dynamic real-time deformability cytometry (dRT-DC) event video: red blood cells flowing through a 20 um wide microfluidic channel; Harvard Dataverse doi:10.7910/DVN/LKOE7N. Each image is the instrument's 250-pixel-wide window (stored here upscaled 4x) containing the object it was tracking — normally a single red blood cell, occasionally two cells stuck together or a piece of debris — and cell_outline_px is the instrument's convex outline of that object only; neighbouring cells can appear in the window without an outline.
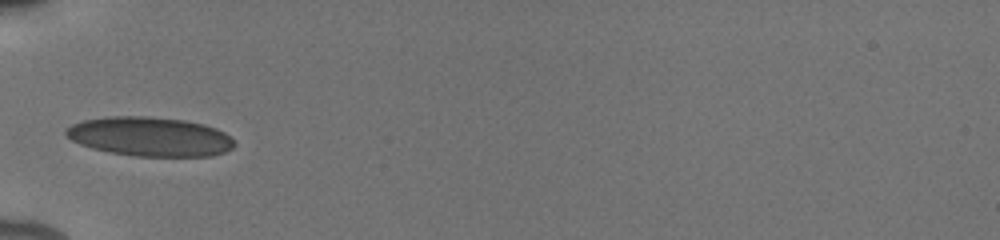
{"species": "human", "species_latin": "Homo sapiens", "temperature_condition": "cold", "stored_images_in_passage": 34, "camera_frame_rate_fps": 3000, "um_per_image_px": 0.085, "donor": {"sex": "male"}, "frame": {"image": 1, "passage_image": 1, "time_ms": 0.0, "image_size_px": [1000, 240], "cell_outline_px": [[236, 144], [232, 148], [224, 152], [212, 156], [136, 156], [112, 152], [92, 148], [80, 144], [64, 136], [64, 132], [72, 124], [84, 120], [108, 116], [148, 116], [184, 120], [204, 124], [216, 128], [224, 132]], "centroid_in_image_um": [12.73, 11.6], "position_along_channel_um": 72.3, "area_um2": 38.44}}
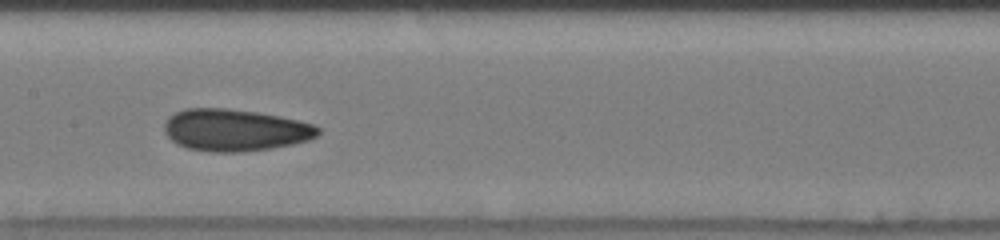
{"frame": {"image": 2, "passage_image": 10, "time_ms": 3.0, "image_size_px": [1000, 240], "cell_outline_px": [[320, 132], [316, 136], [308, 140], [292, 144], [272, 148], [240, 152], [212, 152], [188, 148], [176, 144], [164, 132], [164, 124], [168, 116], [184, 108], [228, 108], [256, 112], [296, 120], [312, 124], [320, 128]], "centroid_in_image_um": [19.93, 11.06], "position_along_channel_um": 187.5, "area_um2": 37.51}}
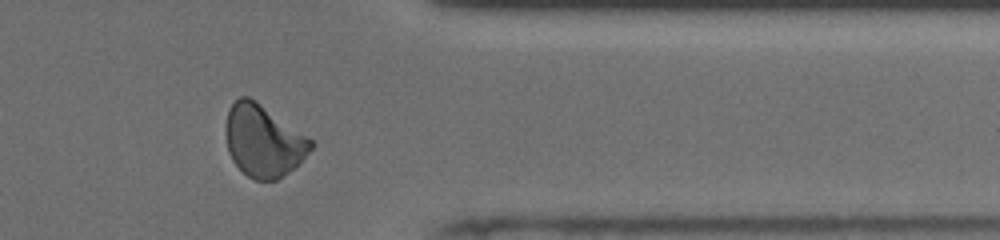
{"frame": {"image": 3, "passage_image": 26, "time_ms": 8.333, "image_size_px": [1000, 240], "cell_outline_px": [[316, 144], [296, 168], [276, 180], [256, 180], [248, 176], [232, 160], [228, 152], [224, 132], [224, 124], [228, 108], [240, 96], [248, 96], [256, 100], [312, 140]], "centroid_in_image_um": [22.36, 11.97], "position_along_channel_um": 389.0, "area_um2": 35.95}, "authors_computed_cell_mechanics": {"area_um2": 35.9516, "velocity_mm_per_s": 3.9142, "shape_relaxation_time_tau1_ms": 5.2852, "shape_relaxation_time_tau2_ms": 1.9654, "deformation_change_tau1": 0.139, "deformation_change_tau2": 0.0791}}